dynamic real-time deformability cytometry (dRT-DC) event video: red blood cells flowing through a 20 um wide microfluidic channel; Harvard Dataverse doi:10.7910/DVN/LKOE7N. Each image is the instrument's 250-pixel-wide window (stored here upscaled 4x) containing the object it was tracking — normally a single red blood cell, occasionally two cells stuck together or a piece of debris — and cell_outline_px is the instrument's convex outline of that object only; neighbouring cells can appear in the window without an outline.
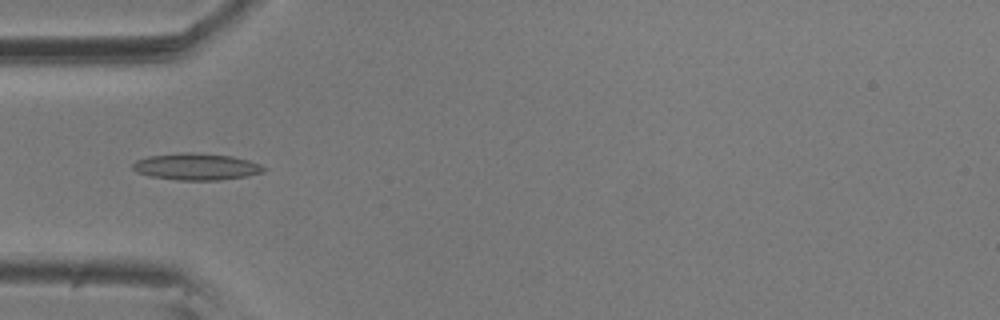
{"species": "common noctule bat (a hibernating species)", "species_latin": "Nyctalus noctula", "temperature_condition": "room temperature", "stored_images_in_passage": 15, "camera_frame_rate_fps": 3000, "um_per_image_px": 0.085, "animal": {"sex": "male", "body_mass_g": 20.5, "forearm_length_mm": 52.5}, "frame": {"image": 1, "passage_image": 5, "time_ms": 1.333, "image_size_px": [1000, 320], "cell_outline_px": [[268, 168], [264, 172], [244, 176], [220, 180], [176, 180], [148, 176], [136, 172], [132, 168], [132, 164], [136, 160], [148, 156], [180, 152], [192, 152], [232, 156], [248, 160], [260, 164]], "centroid_in_image_um": [16.66, 14.16], "position_along_channel_um": 68.3, "area_um2": 20.58}}
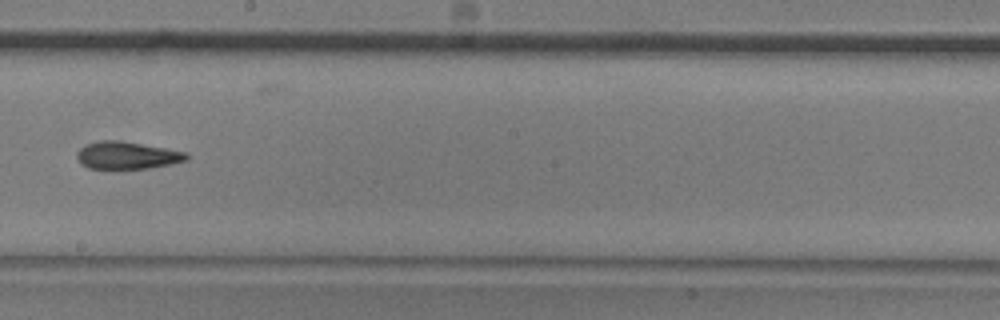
{"frame": {"image": 2, "passage_image": 9, "time_ms": 2.667, "image_size_px": [1000, 320], "cell_outline_px": [[188, 160], [148, 168], [88, 168], [80, 164], [76, 156], [76, 152], [84, 144], [96, 140], [120, 140], [188, 152]], "centroid_in_image_um": [10.75, 13.18], "position_along_channel_um": 237.5, "area_um2": 17.57}}
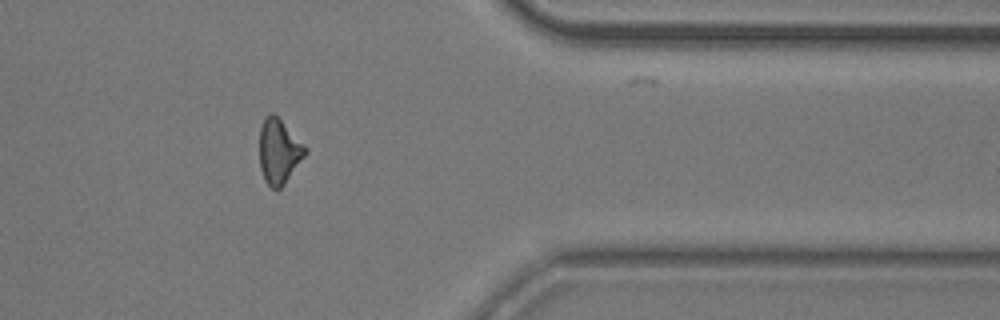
{"frame": {"image": 3, "passage_image": 13, "time_ms": 4.0, "image_size_px": [1000, 320], "cell_outline_px": [[308, 152], [284, 184], [280, 188], [272, 188], [264, 180], [260, 168], [260, 128], [264, 116], [272, 112], [308, 148]], "centroid_in_image_um": [23.71, 12.86], "position_along_channel_um": 387.7, "area_um2": 17.11}}